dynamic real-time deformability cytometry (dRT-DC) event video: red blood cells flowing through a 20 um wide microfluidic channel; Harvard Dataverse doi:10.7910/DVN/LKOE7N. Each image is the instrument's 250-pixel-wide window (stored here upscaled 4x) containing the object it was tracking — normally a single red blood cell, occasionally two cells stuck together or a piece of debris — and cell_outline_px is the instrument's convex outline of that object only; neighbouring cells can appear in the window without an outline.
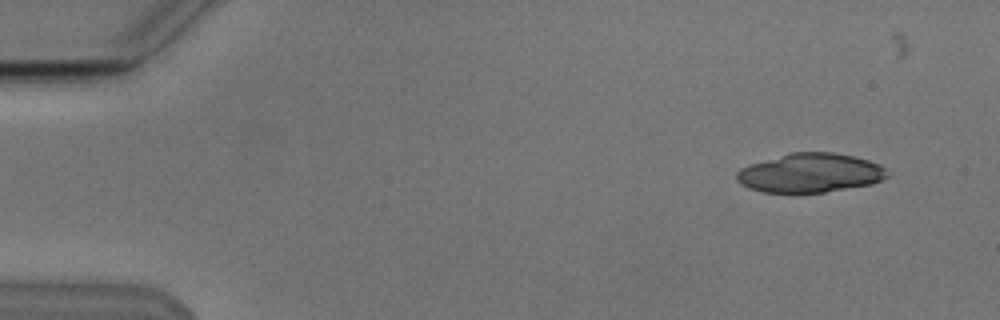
{"species": "Egyptian fruit bat (a non-hibernating species)", "species_latin": "Rousettus aegyptiacus", "temperature_condition": "cold", "stored_images_in_passage": 4, "camera_frame_rate_fps": 3000, "um_per_image_px": 0.085, "animal": {"sex": "male"}, "frame": {"image": 1, "passage_image": 4, "time_ms": 3.333, "image_size_px": [1000, 320], "cell_outline_px": [[888, 176], [872, 184], [824, 192], [764, 192], [748, 188], [740, 184], [736, 180], [736, 172], [740, 168], [752, 164], [792, 152], [832, 152], [852, 156], [868, 160], [880, 164], [888, 172]], "centroid_in_image_um": [68.86, 14.7], "position_along_channel_um": 16.1, "area_um2": 34.04}}